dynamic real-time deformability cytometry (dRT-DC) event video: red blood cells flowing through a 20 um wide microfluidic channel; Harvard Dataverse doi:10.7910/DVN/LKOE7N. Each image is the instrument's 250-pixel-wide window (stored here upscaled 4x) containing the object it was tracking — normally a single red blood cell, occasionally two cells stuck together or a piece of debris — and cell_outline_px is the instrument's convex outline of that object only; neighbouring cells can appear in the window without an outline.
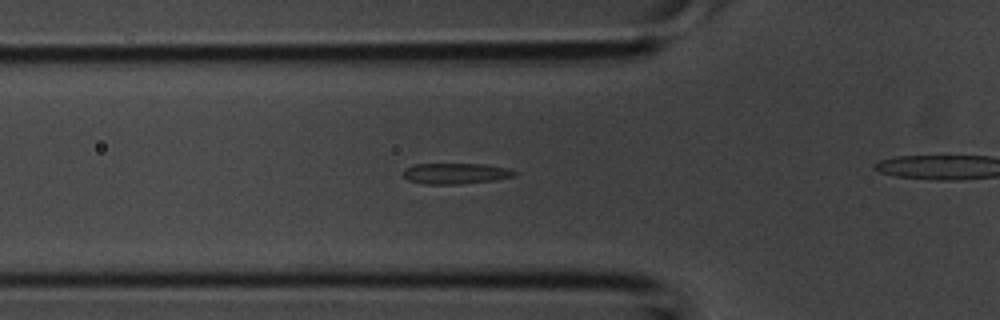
{"species": "common noctule bat (a hibernating species)", "species_latin": "Nyctalus noctula", "temperature_condition": "room temperature", "stored_images_in_passage": 32, "camera_frame_rate_fps": 3000, "um_per_image_px": 0.085, "animal": {"sex": "male", "body_mass_g": 20.1, "forearm_length_mm": 53.5}, "frame": {"image": 1, "passage_image": 4, "time_ms": 1.0, "image_size_px": [1000, 320], "cell_outline_px": [[516, 176], [496, 180], [460, 184], [424, 184], [408, 180], [404, 176], [404, 168], [416, 164], [484, 164], [508, 168], [516, 172]], "centroid_in_image_um": [38.75, 14.75], "position_along_channel_um": 87.1, "area_um2": 13.53}}
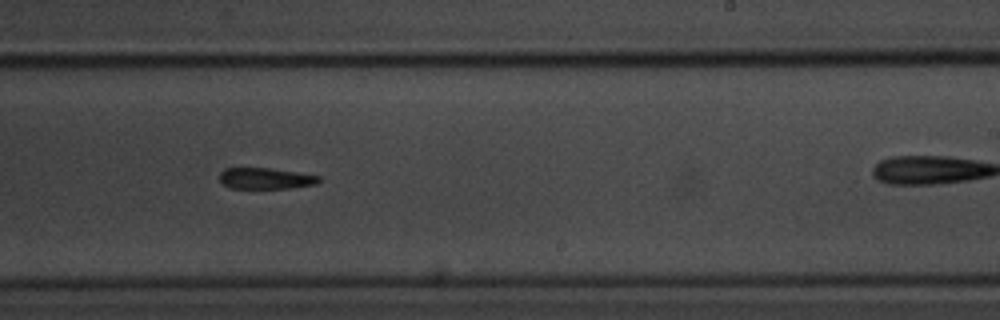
{"frame": {"image": 2, "passage_image": 15, "time_ms": 4.667, "image_size_px": [1000, 320], "cell_outline_px": [[320, 180], [316, 184], [288, 188], [228, 188], [220, 180], [220, 172], [224, 168], [268, 168], [296, 172], [320, 176]], "centroid_in_image_um": [22.55, 15.16], "position_along_channel_um": 266.4, "area_um2": 12.14}}
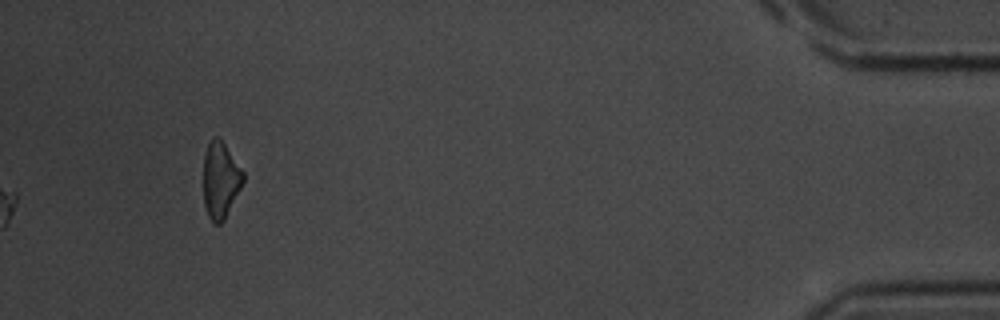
{"frame": {"image": 3, "passage_image": 32, "time_ms": 10.333, "image_size_px": [1000, 320], "cell_outline_px": [[244, 180], [224, 220], [220, 224], [212, 224], [208, 216], [204, 204], [204, 156], [208, 144], [216, 136], [224, 144], [244, 172]], "centroid_in_image_um": [18.73, 15.35], "position_along_channel_um": 416.5, "area_um2": 17.34}}